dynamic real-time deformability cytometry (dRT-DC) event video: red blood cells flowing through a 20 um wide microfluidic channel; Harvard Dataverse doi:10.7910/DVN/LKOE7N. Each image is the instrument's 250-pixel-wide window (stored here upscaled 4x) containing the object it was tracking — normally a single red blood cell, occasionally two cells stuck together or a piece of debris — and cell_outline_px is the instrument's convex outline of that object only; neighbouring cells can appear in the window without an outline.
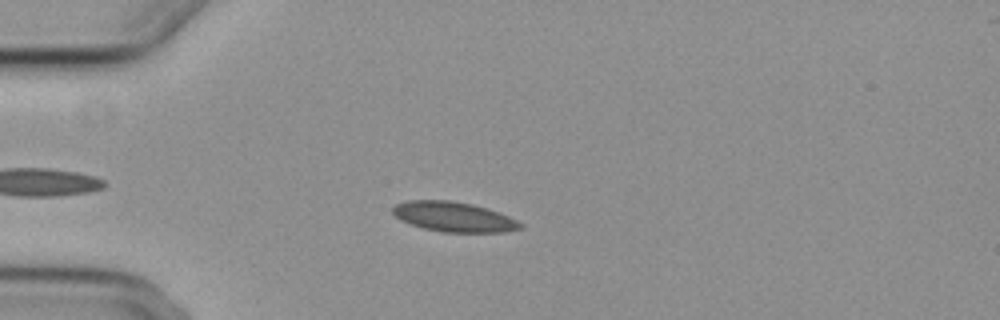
{"species": "common noctule bat (a hibernating species)", "species_latin": "Nyctalus noctula", "temperature_condition": "cold", "stored_images_in_passage": 5, "camera_frame_rate_fps": 3000, "um_per_image_px": 0.085, "animal": {"sex": "female", "body_mass_g": 29.2, "forearm_length_mm": 56.3}, "frame": {"image": 1, "passage_image": 4, "time_ms": 3.667, "image_size_px": [1000, 320], "cell_outline_px": [[524, 228], [504, 232], [440, 232], [424, 228], [400, 220], [392, 212], [392, 208], [396, 204], [408, 200], [452, 200], [472, 204], [488, 208], [500, 212], [524, 224]], "centroid_in_image_um": [38.6, 18.43], "position_along_channel_um": 46.4, "area_um2": 22.37}}